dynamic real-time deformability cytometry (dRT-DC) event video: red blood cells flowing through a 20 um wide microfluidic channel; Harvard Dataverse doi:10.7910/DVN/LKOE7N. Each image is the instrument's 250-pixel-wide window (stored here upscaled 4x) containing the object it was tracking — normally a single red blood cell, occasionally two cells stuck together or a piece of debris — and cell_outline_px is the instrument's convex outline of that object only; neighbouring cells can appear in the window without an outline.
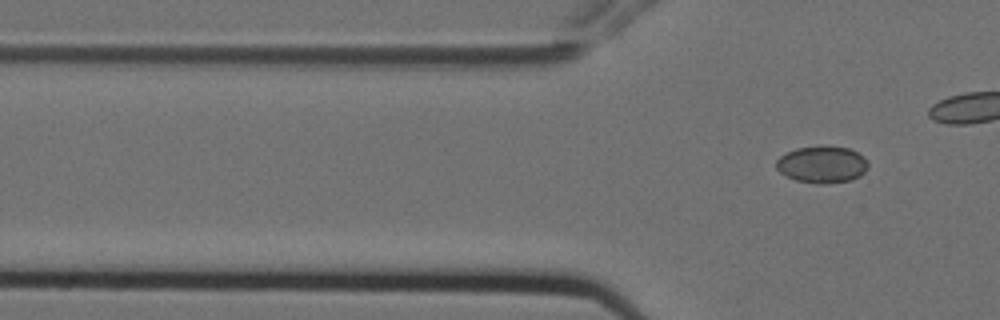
{"species": "Egyptian fruit bat (a non-hibernating species)", "species_latin": "Rousettus aegyptiacus", "temperature_condition": "cold", "stored_images_in_passage": 8, "segment_of_instrument_passage": [2, 2], "camera_frame_rate_fps": 3000, "um_per_image_px": 0.085, "animal": {"sex": "female"}, "frame": {"image": 1, "passage_image": 8, "time_ms": 2.333, "image_size_px": [1000, 320], "cell_outline_px": [[868, 168], [860, 176], [848, 180], [824, 184], [816, 184], [796, 180], [784, 176], [776, 168], [776, 160], [780, 156], [796, 148], [848, 148], [864, 156], [868, 164]], "centroid_in_image_um": [69.86, 14.02], "position_along_channel_um": 55.9, "area_um2": 19.31}}